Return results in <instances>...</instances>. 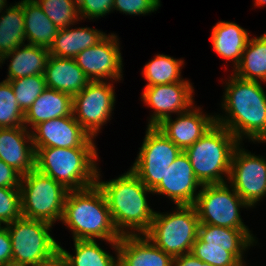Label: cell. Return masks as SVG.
<instances>
[{"instance_id":"obj_38","label":"cell","mask_w":266,"mask_h":266,"mask_svg":"<svg viewBox=\"0 0 266 266\" xmlns=\"http://www.w3.org/2000/svg\"><path fill=\"white\" fill-rule=\"evenodd\" d=\"M22 175L0 159V187L19 188Z\"/></svg>"},{"instance_id":"obj_29","label":"cell","mask_w":266,"mask_h":266,"mask_svg":"<svg viewBox=\"0 0 266 266\" xmlns=\"http://www.w3.org/2000/svg\"><path fill=\"white\" fill-rule=\"evenodd\" d=\"M75 255H71L62 246L59 248L66 256L68 266H114L118 261L100 248L96 240H74Z\"/></svg>"},{"instance_id":"obj_23","label":"cell","mask_w":266,"mask_h":266,"mask_svg":"<svg viewBox=\"0 0 266 266\" xmlns=\"http://www.w3.org/2000/svg\"><path fill=\"white\" fill-rule=\"evenodd\" d=\"M249 229H232L209 224H199L198 238L206 246L229 247L231 252L244 266L243 250L253 245L255 238Z\"/></svg>"},{"instance_id":"obj_1","label":"cell","mask_w":266,"mask_h":266,"mask_svg":"<svg viewBox=\"0 0 266 266\" xmlns=\"http://www.w3.org/2000/svg\"><path fill=\"white\" fill-rule=\"evenodd\" d=\"M222 108L227 116H215V121L227 128L241 142H266V93L259 81L231 75L226 83ZM244 136V137H243Z\"/></svg>"},{"instance_id":"obj_4","label":"cell","mask_w":266,"mask_h":266,"mask_svg":"<svg viewBox=\"0 0 266 266\" xmlns=\"http://www.w3.org/2000/svg\"><path fill=\"white\" fill-rule=\"evenodd\" d=\"M34 148L35 168L68 190H81L96 184L99 170L96 165L98 164L96 147Z\"/></svg>"},{"instance_id":"obj_26","label":"cell","mask_w":266,"mask_h":266,"mask_svg":"<svg viewBox=\"0 0 266 266\" xmlns=\"http://www.w3.org/2000/svg\"><path fill=\"white\" fill-rule=\"evenodd\" d=\"M22 7L26 40L28 39L29 44L49 50L59 29L45 15L35 0H22Z\"/></svg>"},{"instance_id":"obj_6","label":"cell","mask_w":266,"mask_h":266,"mask_svg":"<svg viewBox=\"0 0 266 266\" xmlns=\"http://www.w3.org/2000/svg\"><path fill=\"white\" fill-rule=\"evenodd\" d=\"M199 219L194 205H177L172 213L155 212L144 234L158 248L173 258L191 253L198 236Z\"/></svg>"},{"instance_id":"obj_19","label":"cell","mask_w":266,"mask_h":266,"mask_svg":"<svg viewBox=\"0 0 266 266\" xmlns=\"http://www.w3.org/2000/svg\"><path fill=\"white\" fill-rule=\"evenodd\" d=\"M117 248L118 261L124 266H173V257L144 234L122 235Z\"/></svg>"},{"instance_id":"obj_16","label":"cell","mask_w":266,"mask_h":266,"mask_svg":"<svg viewBox=\"0 0 266 266\" xmlns=\"http://www.w3.org/2000/svg\"><path fill=\"white\" fill-rule=\"evenodd\" d=\"M203 186L196 178L188 156L184 151L174 160L162 181L152 190L155 194L167 195L175 205H194L196 190Z\"/></svg>"},{"instance_id":"obj_8","label":"cell","mask_w":266,"mask_h":266,"mask_svg":"<svg viewBox=\"0 0 266 266\" xmlns=\"http://www.w3.org/2000/svg\"><path fill=\"white\" fill-rule=\"evenodd\" d=\"M194 206L198 214L199 224L248 229L240 218L239 209L249 206L232 186L228 187L227 183L201 186Z\"/></svg>"},{"instance_id":"obj_40","label":"cell","mask_w":266,"mask_h":266,"mask_svg":"<svg viewBox=\"0 0 266 266\" xmlns=\"http://www.w3.org/2000/svg\"><path fill=\"white\" fill-rule=\"evenodd\" d=\"M31 266H68V262L65 254L59 248L48 258L39 261L38 263Z\"/></svg>"},{"instance_id":"obj_2","label":"cell","mask_w":266,"mask_h":266,"mask_svg":"<svg viewBox=\"0 0 266 266\" xmlns=\"http://www.w3.org/2000/svg\"><path fill=\"white\" fill-rule=\"evenodd\" d=\"M99 176L98 172L96 184L106 198L113 224L119 234H145L155 214L146 199V195L150 192L153 194V191L131 169L108 182L100 181Z\"/></svg>"},{"instance_id":"obj_7","label":"cell","mask_w":266,"mask_h":266,"mask_svg":"<svg viewBox=\"0 0 266 266\" xmlns=\"http://www.w3.org/2000/svg\"><path fill=\"white\" fill-rule=\"evenodd\" d=\"M22 217L50 224L61 220L69 190L36 168L21 178Z\"/></svg>"},{"instance_id":"obj_12","label":"cell","mask_w":266,"mask_h":266,"mask_svg":"<svg viewBox=\"0 0 266 266\" xmlns=\"http://www.w3.org/2000/svg\"><path fill=\"white\" fill-rule=\"evenodd\" d=\"M240 146L233 152L228 181L243 201L254 207L266 196V159Z\"/></svg>"},{"instance_id":"obj_18","label":"cell","mask_w":266,"mask_h":266,"mask_svg":"<svg viewBox=\"0 0 266 266\" xmlns=\"http://www.w3.org/2000/svg\"><path fill=\"white\" fill-rule=\"evenodd\" d=\"M27 130L25 126L0 128V159L22 176L35 169L36 151Z\"/></svg>"},{"instance_id":"obj_3","label":"cell","mask_w":266,"mask_h":266,"mask_svg":"<svg viewBox=\"0 0 266 266\" xmlns=\"http://www.w3.org/2000/svg\"><path fill=\"white\" fill-rule=\"evenodd\" d=\"M61 221L71 229L74 240L109 242L118 253L121 235L116 230L106 198L97 184L81 190H69Z\"/></svg>"},{"instance_id":"obj_25","label":"cell","mask_w":266,"mask_h":266,"mask_svg":"<svg viewBox=\"0 0 266 266\" xmlns=\"http://www.w3.org/2000/svg\"><path fill=\"white\" fill-rule=\"evenodd\" d=\"M59 29L49 48L51 56L75 58L83 50L92 47L102 40L106 34L88 27Z\"/></svg>"},{"instance_id":"obj_47","label":"cell","mask_w":266,"mask_h":266,"mask_svg":"<svg viewBox=\"0 0 266 266\" xmlns=\"http://www.w3.org/2000/svg\"><path fill=\"white\" fill-rule=\"evenodd\" d=\"M2 223L0 222V231L4 228V226L2 227V225H1Z\"/></svg>"},{"instance_id":"obj_42","label":"cell","mask_w":266,"mask_h":266,"mask_svg":"<svg viewBox=\"0 0 266 266\" xmlns=\"http://www.w3.org/2000/svg\"><path fill=\"white\" fill-rule=\"evenodd\" d=\"M2 266H30V265H27V264H24V263L15 262V261H9V262L5 263Z\"/></svg>"},{"instance_id":"obj_41","label":"cell","mask_w":266,"mask_h":266,"mask_svg":"<svg viewBox=\"0 0 266 266\" xmlns=\"http://www.w3.org/2000/svg\"><path fill=\"white\" fill-rule=\"evenodd\" d=\"M173 266H201V260L193 254H183L173 258Z\"/></svg>"},{"instance_id":"obj_36","label":"cell","mask_w":266,"mask_h":266,"mask_svg":"<svg viewBox=\"0 0 266 266\" xmlns=\"http://www.w3.org/2000/svg\"><path fill=\"white\" fill-rule=\"evenodd\" d=\"M160 5V0H114L113 10L126 15H146L157 11Z\"/></svg>"},{"instance_id":"obj_33","label":"cell","mask_w":266,"mask_h":266,"mask_svg":"<svg viewBox=\"0 0 266 266\" xmlns=\"http://www.w3.org/2000/svg\"><path fill=\"white\" fill-rule=\"evenodd\" d=\"M24 126V112L19 107L9 81L0 82V128Z\"/></svg>"},{"instance_id":"obj_37","label":"cell","mask_w":266,"mask_h":266,"mask_svg":"<svg viewBox=\"0 0 266 266\" xmlns=\"http://www.w3.org/2000/svg\"><path fill=\"white\" fill-rule=\"evenodd\" d=\"M77 3L80 19L91 20L113 11L114 0H77Z\"/></svg>"},{"instance_id":"obj_14","label":"cell","mask_w":266,"mask_h":266,"mask_svg":"<svg viewBox=\"0 0 266 266\" xmlns=\"http://www.w3.org/2000/svg\"><path fill=\"white\" fill-rule=\"evenodd\" d=\"M194 89L192 84L184 80L181 82L148 86L144 88L143 101L154 109L147 127H156L171 113H182L193 105Z\"/></svg>"},{"instance_id":"obj_22","label":"cell","mask_w":266,"mask_h":266,"mask_svg":"<svg viewBox=\"0 0 266 266\" xmlns=\"http://www.w3.org/2000/svg\"><path fill=\"white\" fill-rule=\"evenodd\" d=\"M24 46V47H23ZM49 50L32 44L16 47L0 59V64L11 57L6 81L32 75H44Z\"/></svg>"},{"instance_id":"obj_28","label":"cell","mask_w":266,"mask_h":266,"mask_svg":"<svg viewBox=\"0 0 266 266\" xmlns=\"http://www.w3.org/2000/svg\"><path fill=\"white\" fill-rule=\"evenodd\" d=\"M5 10L0 17V59L26 40L22 0L9 8L6 5Z\"/></svg>"},{"instance_id":"obj_20","label":"cell","mask_w":266,"mask_h":266,"mask_svg":"<svg viewBox=\"0 0 266 266\" xmlns=\"http://www.w3.org/2000/svg\"><path fill=\"white\" fill-rule=\"evenodd\" d=\"M46 88L70 94L81 92L91 81L73 58L49 56L44 72Z\"/></svg>"},{"instance_id":"obj_5","label":"cell","mask_w":266,"mask_h":266,"mask_svg":"<svg viewBox=\"0 0 266 266\" xmlns=\"http://www.w3.org/2000/svg\"><path fill=\"white\" fill-rule=\"evenodd\" d=\"M239 144L241 143L227 128L215 123L184 152L202 185L221 184L228 180L232 155ZM223 175H227L226 180Z\"/></svg>"},{"instance_id":"obj_17","label":"cell","mask_w":266,"mask_h":266,"mask_svg":"<svg viewBox=\"0 0 266 266\" xmlns=\"http://www.w3.org/2000/svg\"><path fill=\"white\" fill-rule=\"evenodd\" d=\"M215 116L202 114L201 108L193 106L185 112L163 120L156 127L182 151L193 145L214 124Z\"/></svg>"},{"instance_id":"obj_30","label":"cell","mask_w":266,"mask_h":266,"mask_svg":"<svg viewBox=\"0 0 266 266\" xmlns=\"http://www.w3.org/2000/svg\"><path fill=\"white\" fill-rule=\"evenodd\" d=\"M183 62L182 59L176 60L164 54L156 55L142 70L145 80L148 81L145 87L183 81L181 78Z\"/></svg>"},{"instance_id":"obj_44","label":"cell","mask_w":266,"mask_h":266,"mask_svg":"<svg viewBox=\"0 0 266 266\" xmlns=\"http://www.w3.org/2000/svg\"><path fill=\"white\" fill-rule=\"evenodd\" d=\"M7 0H0V13L2 12L3 8H5Z\"/></svg>"},{"instance_id":"obj_45","label":"cell","mask_w":266,"mask_h":266,"mask_svg":"<svg viewBox=\"0 0 266 266\" xmlns=\"http://www.w3.org/2000/svg\"><path fill=\"white\" fill-rule=\"evenodd\" d=\"M201 266H213V265H211V264H208V263H206V262H203V261H201Z\"/></svg>"},{"instance_id":"obj_34","label":"cell","mask_w":266,"mask_h":266,"mask_svg":"<svg viewBox=\"0 0 266 266\" xmlns=\"http://www.w3.org/2000/svg\"><path fill=\"white\" fill-rule=\"evenodd\" d=\"M191 254L213 266H244L231 252L229 247L206 246L198 237L193 244Z\"/></svg>"},{"instance_id":"obj_13","label":"cell","mask_w":266,"mask_h":266,"mask_svg":"<svg viewBox=\"0 0 266 266\" xmlns=\"http://www.w3.org/2000/svg\"><path fill=\"white\" fill-rule=\"evenodd\" d=\"M118 42L115 34L106 35L74 58L90 81L121 80L123 63Z\"/></svg>"},{"instance_id":"obj_43","label":"cell","mask_w":266,"mask_h":266,"mask_svg":"<svg viewBox=\"0 0 266 266\" xmlns=\"http://www.w3.org/2000/svg\"><path fill=\"white\" fill-rule=\"evenodd\" d=\"M255 6H263L266 4V0H255Z\"/></svg>"},{"instance_id":"obj_11","label":"cell","mask_w":266,"mask_h":266,"mask_svg":"<svg viewBox=\"0 0 266 266\" xmlns=\"http://www.w3.org/2000/svg\"><path fill=\"white\" fill-rule=\"evenodd\" d=\"M113 87L106 81H91L72 97L74 118L91 137H95L111 117L116 101Z\"/></svg>"},{"instance_id":"obj_32","label":"cell","mask_w":266,"mask_h":266,"mask_svg":"<svg viewBox=\"0 0 266 266\" xmlns=\"http://www.w3.org/2000/svg\"><path fill=\"white\" fill-rule=\"evenodd\" d=\"M17 103L25 113L46 89L44 75H32L9 80Z\"/></svg>"},{"instance_id":"obj_27","label":"cell","mask_w":266,"mask_h":266,"mask_svg":"<svg viewBox=\"0 0 266 266\" xmlns=\"http://www.w3.org/2000/svg\"><path fill=\"white\" fill-rule=\"evenodd\" d=\"M233 74L245 80L266 82V33L249 38Z\"/></svg>"},{"instance_id":"obj_39","label":"cell","mask_w":266,"mask_h":266,"mask_svg":"<svg viewBox=\"0 0 266 266\" xmlns=\"http://www.w3.org/2000/svg\"><path fill=\"white\" fill-rule=\"evenodd\" d=\"M12 261V244L6 227L0 231V266Z\"/></svg>"},{"instance_id":"obj_24","label":"cell","mask_w":266,"mask_h":266,"mask_svg":"<svg viewBox=\"0 0 266 266\" xmlns=\"http://www.w3.org/2000/svg\"><path fill=\"white\" fill-rule=\"evenodd\" d=\"M214 51L224 59L234 61V69L242 58V53L249 40V33L234 22L219 21L211 33Z\"/></svg>"},{"instance_id":"obj_21","label":"cell","mask_w":266,"mask_h":266,"mask_svg":"<svg viewBox=\"0 0 266 266\" xmlns=\"http://www.w3.org/2000/svg\"><path fill=\"white\" fill-rule=\"evenodd\" d=\"M72 110L73 99L70 94L46 88L24 113V126L28 128L30 124L33 129L43 121L69 116Z\"/></svg>"},{"instance_id":"obj_9","label":"cell","mask_w":266,"mask_h":266,"mask_svg":"<svg viewBox=\"0 0 266 266\" xmlns=\"http://www.w3.org/2000/svg\"><path fill=\"white\" fill-rule=\"evenodd\" d=\"M52 224L20 217L5 225L12 244V261L34 265L48 258L59 244L50 235Z\"/></svg>"},{"instance_id":"obj_10","label":"cell","mask_w":266,"mask_h":266,"mask_svg":"<svg viewBox=\"0 0 266 266\" xmlns=\"http://www.w3.org/2000/svg\"><path fill=\"white\" fill-rule=\"evenodd\" d=\"M139 150L131 170L151 190L162 181L168 167L182 152L157 127L147 128Z\"/></svg>"},{"instance_id":"obj_46","label":"cell","mask_w":266,"mask_h":266,"mask_svg":"<svg viewBox=\"0 0 266 266\" xmlns=\"http://www.w3.org/2000/svg\"><path fill=\"white\" fill-rule=\"evenodd\" d=\"M114 266H124L121 262L117 261V263Z\"/></svg>"},{"instance_id":"obj_35","label":"cell","mask_w":266,"mask_h":266,"mask_svg":"<svg viewBox=\"0 0 266 266\" xmlns=\"http://www.w3.org/2000/svg\"><path fill=\"white\" fill-rule=\"evenodd\" d=\"M22 217L19 188L0 187V222L5 225Z\"/></svg>"},{"instance_id":"obj_15","label":"cell","mask_w":266,"mask_h":266,"mask_svg":"<svg viewBox=\"0 0 266 266\" xmlns=\"http://www.w3.org/2000/svg\"><path fill=\"white\" fill-rule=\"evenodd\" d=\"M31 131L34 147H96L89 133L69 116L43 121Z\"/></svg>"},{"instance_id":"obj_31","label":"cell","mask_w":266,"mask_h":266,"mask_svg":"<svg viewBox=\"0 0 266 266\" xmlns=\"http://www.w3.org/2000/svg\"><path fill=\"white\" fill-rule=\"evenodd\" d=\"M58 29L74 25L80 19L77 0H35Z\"/></svg>"}]
</instances>
